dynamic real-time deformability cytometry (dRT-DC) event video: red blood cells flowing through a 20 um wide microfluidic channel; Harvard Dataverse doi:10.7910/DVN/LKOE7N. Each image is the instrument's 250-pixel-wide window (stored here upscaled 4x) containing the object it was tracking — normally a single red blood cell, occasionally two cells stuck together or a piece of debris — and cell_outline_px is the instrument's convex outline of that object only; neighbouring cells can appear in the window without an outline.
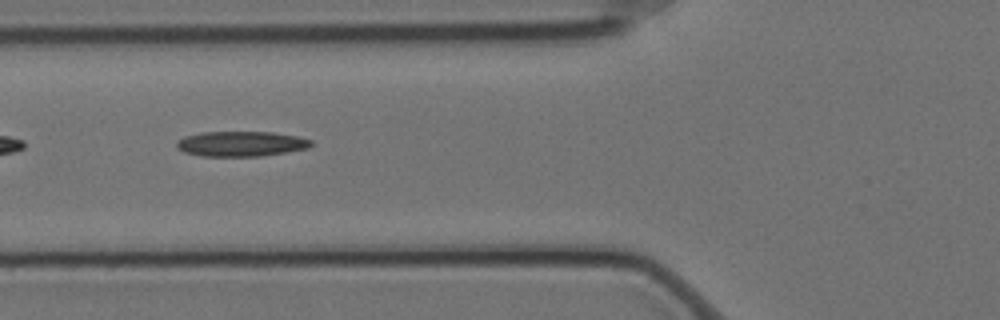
{"species": "Egyptian fruit bat (a non-hibernating species)", "species_latin": "Rousettus aegyptiacus", "temperature_condition": "cold", "stored_images_in_passage": 8, "camera_frame_rate_fps": 3000, "um_per_image_px": 0.085, "animal": {"sex": "female"}, "frame": {"image": 1, "passage_image": 5, "time_ms": 1.333, "image_size_px": [1000, 320], "cell_outline_px": [[312, 144], [308, 148], [260, 156], [204, 156], [184, 152], [176, 148], [176, 140], [184, 136], [200, 132], [272, 132], [296, 136], [312, 140]], "centroid_in_image_um": [20.44, 12.22], "position_along_channel_um": 105.4, "area_um2": 19.65}}
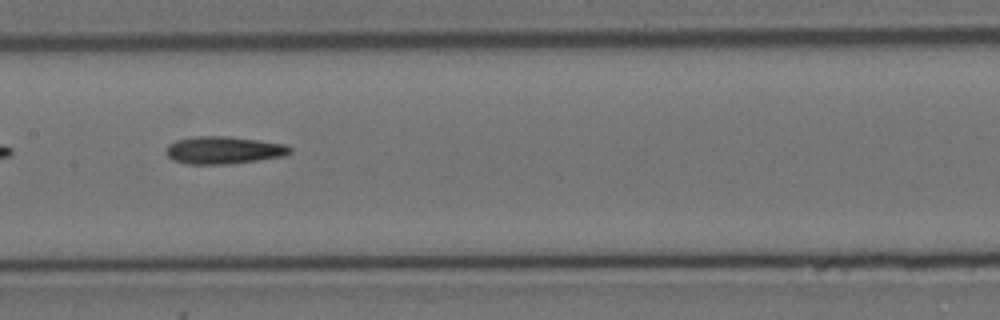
{"frame": {"image": 2, "passage_image": 7, "time_ms": 2.0, "image_size_px": [1000, 320], "cell_outline_px": [[292, 152], [284, 156], [228, 164], [188, 164], [172, 160], [164, 152], [168, 144], [176, 140], [192, 136], [228, 136], [260, 140], [284, 144], [292, 148]], "centroid_in_image_um": [18.97, 12.75], "position_along_channel_um": 188.4, "area_um2": 20.0}}
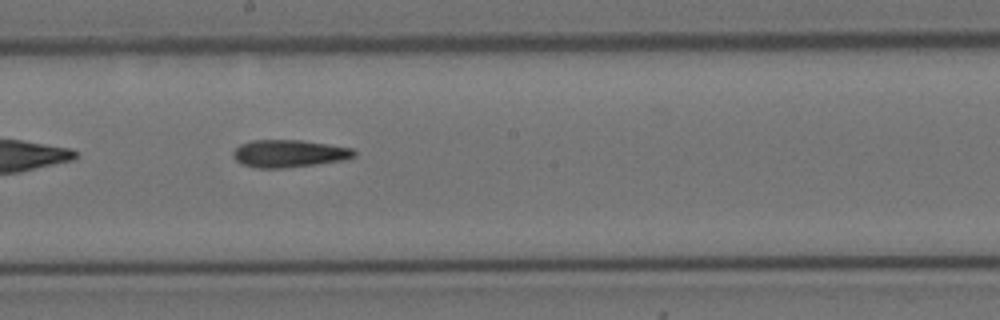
{"frame": {"image": 3, "passage_image": 8, "time_ms": 2.333, "image_size_px": [1000, 320], "cell_outline_px": [[356, 156], [344, 160], [316, 164], [284, 168], [256, 168], [240, 164], [232, 156], [232, 152], [240, 144], [252, 140], [300, 140], [328, 144], [352, 148], [356, 152]], "centroid_in_image_um": [24.54, 13.05], "position_along_channel_um": 223.7, "area_um2": 19.48}}